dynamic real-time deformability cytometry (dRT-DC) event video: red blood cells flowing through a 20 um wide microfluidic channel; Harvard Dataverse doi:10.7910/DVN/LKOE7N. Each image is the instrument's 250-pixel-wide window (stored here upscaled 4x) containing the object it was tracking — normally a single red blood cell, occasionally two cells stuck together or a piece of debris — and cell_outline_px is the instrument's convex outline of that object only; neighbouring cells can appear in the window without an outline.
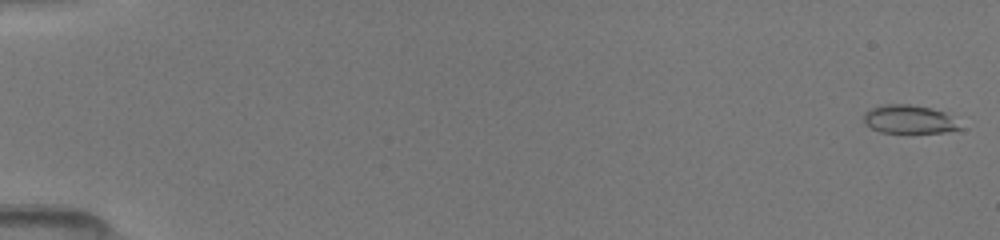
{"species": "common noctule bat (a hibernating species)", "species_latin": "Nyctalus noctula", "temperature_condition": "room temperature", "stored_images_in_passage": 30, "camera_frame_rate_fps": 3000, "um_per_image_px": 0.085, "animal": {"sex": "female", "body_mass_g": 19.5, "forearm_length_mm": 54.1}, "frame": {"image": 1, "passage_image": 1, "time_ms": 0.0, "image_size_px": [1000, 240], "cell_outline_px": [[964, 128], [944, 132], [880, 132], [864, 124], [864, 112], [868, 108], [884, 104], [908, 104], [932, 108], [944, 112]], "centroid_in_image_um": [77.23, 10.13], "position_along_channel_um": 7.8, "area_um2": 15.9}}
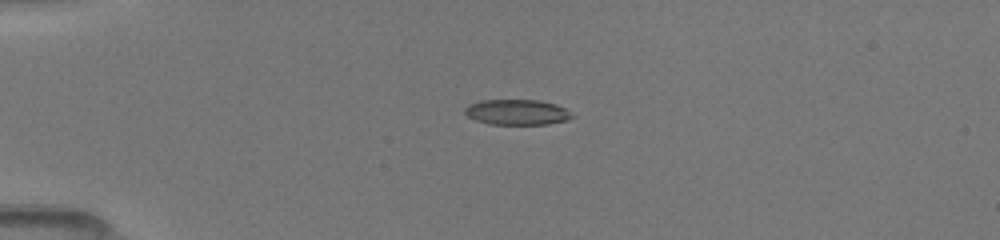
{"frame": {"image": 2, "passage_image": 19, "time_ms": 4.0, "image_size_px": [1000, 240], "cell_outline_px": [[576, 116], [568, 120], [548, 124], [488, 124], [476, 120], [468, 116], [464, 112], [464, 108], [468, 104], [480, 100], [540, 100], [556, 104], [564, 108]], "centroid_in_image_um": [43.95, 9.53], "position_along_channel_um": 41.0, "area_um2": 16.01}}
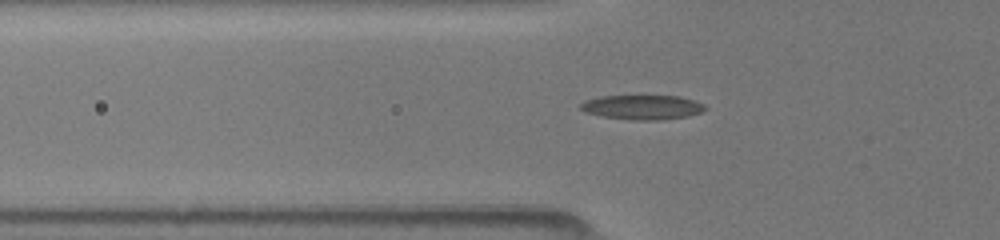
{"frame": {"image": 3, "passage_image": 27, "time_ms": 5.667, "image_size_px": [1000, 240], "cell_outline_px": [[708, 108], [700, 112], [688, 116], [660, 120], [636, 120], [604, 116], [584, 112], [580, 108], [580, 104], [584, 100], [600, 96], [680, 96], [704, 104]], "centroid_in_image_um": [54.6, 9.11], "position_along_channel_um": 71.2, "area_um2": 17.69}}